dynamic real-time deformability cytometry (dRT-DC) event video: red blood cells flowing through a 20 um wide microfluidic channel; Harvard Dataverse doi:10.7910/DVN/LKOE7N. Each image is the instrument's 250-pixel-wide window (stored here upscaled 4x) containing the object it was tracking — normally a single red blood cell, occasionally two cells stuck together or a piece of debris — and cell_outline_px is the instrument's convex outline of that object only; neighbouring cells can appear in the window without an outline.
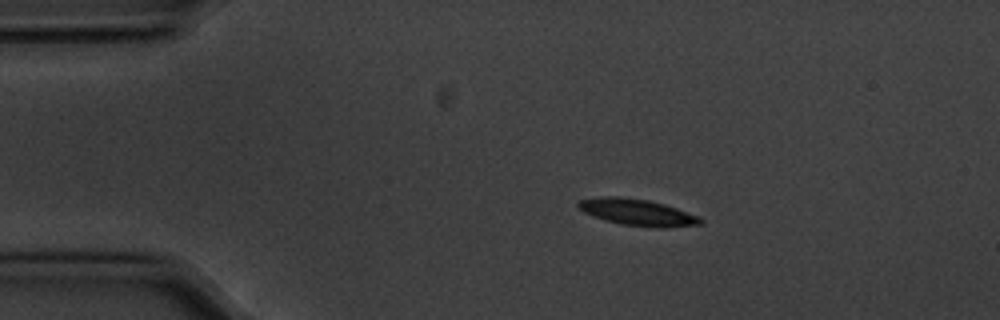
{"species": "common noctule bat (a hibernating species)", "species_latin": "Nyctalus noctula", "temperature_condition": "cold", "stored_images_in_passage": 47, "camera_frame_rate_fps": 3000, "um_per_image_px": 0.085, "animal": {"sex": "male", "body_mass_g": 20.1, "forearm_length_mm": 53.5}, "frame": {"image": 1, "passage_image": 1, "time_ms": 0.0, "image_size_px": [1000, 320], "cell_outline_px": [[704, 220], [700, 224], [664, 228], [660, 228], [624, 224], [604, 220], [592, 216], [584, 212], [576, 204], [580, 200], [604, 196], [620, 196], [648, 200], [664, 204], [676, 208], [696, 216]], "centroid_in_image_um": [54.15, 18.04], "position_along_channel_um": 30.9, "area_um2": 18.61}}
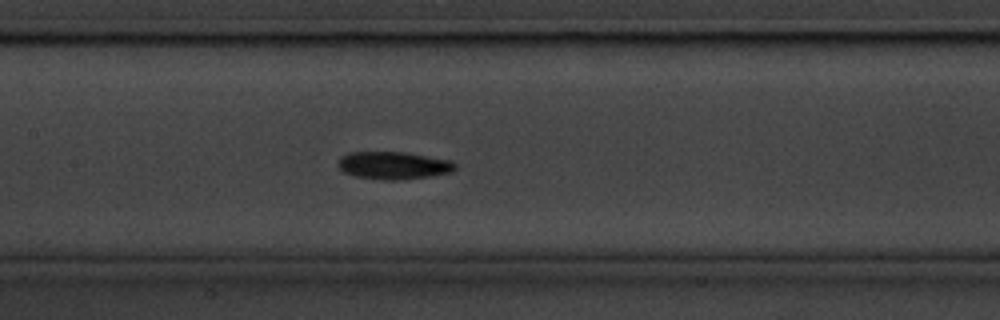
{"frame": {"image": 2, "passage_image": 17, "time_ms": 5.333, "image_size_px": [1000, 320], "cell_outline_px": [[456, 168], [452, 172], [428, 176], [396, 180], [380, 180], [356, 176], [344, 172], [336, 164], [340, 156], [348, 152], [404, 152], [452, 160], [456, 164]], "centroid_in_image_um": [33.43, 14.05], "position_along_channel_um": 174.0, "area_um2": 18.9}}
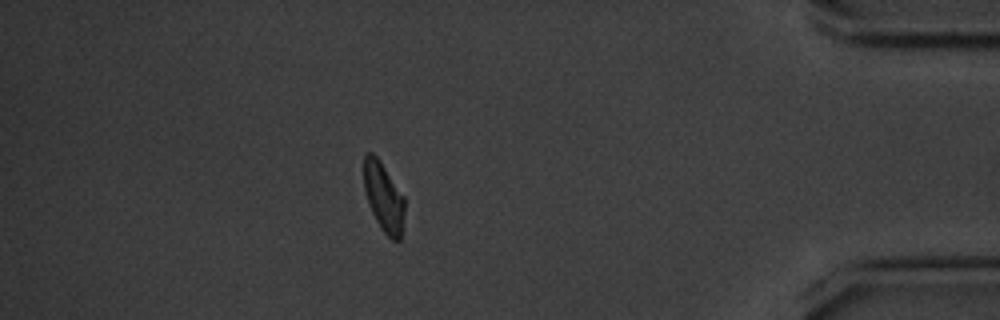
{"frame": {"image": 3, "passage_image": 40, "time_ms": 13.0, "image_size_px": [1000, 320], "cell_outline_px": [[404, 208], [400, 240], [392, 240], [384, 232], [376, 220], [368, 204], [364, 188], [364, 152], [372, 152], [380, 160], [404, 196]], "centroid_in_image_um": [32.59, 16.71], "position_along_channel_um": 402.6, "area_um2": 16.3}, "authors_computed_cell_mechanics": {"area_um2": 17.8024, "velocity_mm_per_s": 3.5509, "shape_relaxation_time_tau1_ms": 3.7677, "shape_relaxation_time_tau2_ms": null, "deformation_change_tau1": 0.1136, "deformation_change_tau2": null}}